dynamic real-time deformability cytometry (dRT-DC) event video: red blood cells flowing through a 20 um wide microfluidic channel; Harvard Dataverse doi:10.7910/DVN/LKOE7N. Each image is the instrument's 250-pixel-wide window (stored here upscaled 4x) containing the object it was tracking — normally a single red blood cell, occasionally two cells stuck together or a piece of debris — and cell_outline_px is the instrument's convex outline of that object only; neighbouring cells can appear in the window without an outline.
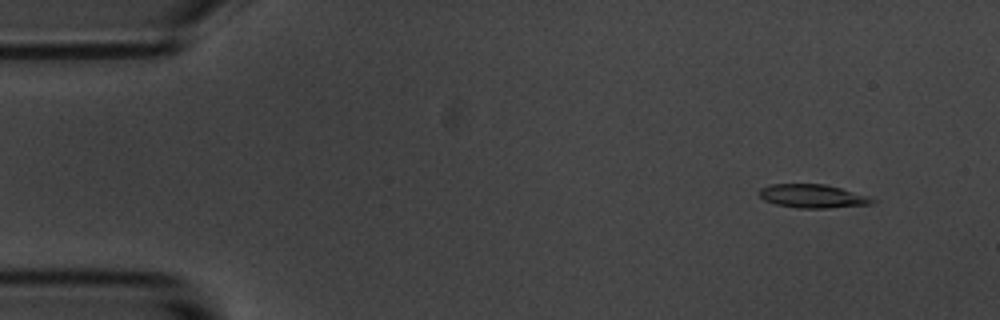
{"species": "common noctule bat (a hibernating species)", "species_latin": "Nyctalus noctula", "temperature_condition": "room temperature", "stored_images_in_passage": 5, "camera_frame_rate_fps": 3000, "um_per_image_px": 0.085, "animal": {"sex": "male", "body_mass_g": 20.1, "forearm_length_mm": 53.5}, "frame": {"image": 1, "passage_image": 2, "time_ms": 1.0, "image_size_px": [1000, 320], "cell_outline_px": [[876, 200], [872, 204], [828, 208], [800, 208], [776, 204], [764, 200], [760, 196], [760, 188], [772, 184], [824, 184], [840, 188], [868, 196]], "centroid_in_image_um": [69.08, 16.67], "position_along_channel_um": 15.9, "area_um2": 15.32}}
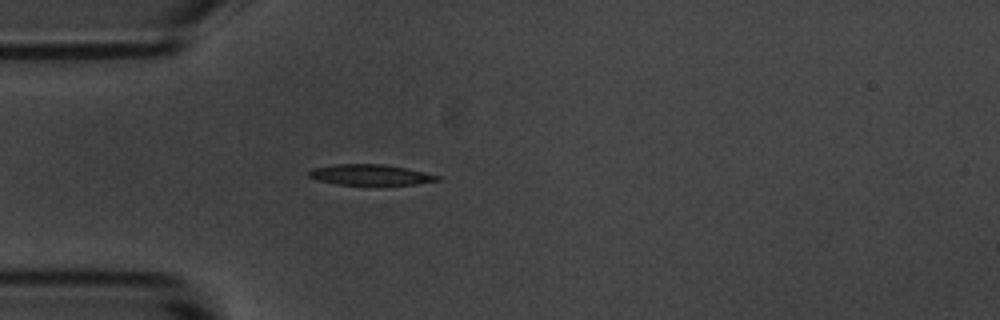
{"frame": {"image": 2, "passage_image": 5, "time_ms": 4.667, "image_size_px": [1000, 320], "cell_outline_px": [[440, 180], [416, 184], [336, 184], [316, 180], [308, 176], [308, 172], [312, 168], [336, 164], [384, 164], [408, 168], [440, 176]], "centroid_in_image_um": [31.46, 14.84], "position_along_channel_um": 53.5, "area_um2": 15.37}}